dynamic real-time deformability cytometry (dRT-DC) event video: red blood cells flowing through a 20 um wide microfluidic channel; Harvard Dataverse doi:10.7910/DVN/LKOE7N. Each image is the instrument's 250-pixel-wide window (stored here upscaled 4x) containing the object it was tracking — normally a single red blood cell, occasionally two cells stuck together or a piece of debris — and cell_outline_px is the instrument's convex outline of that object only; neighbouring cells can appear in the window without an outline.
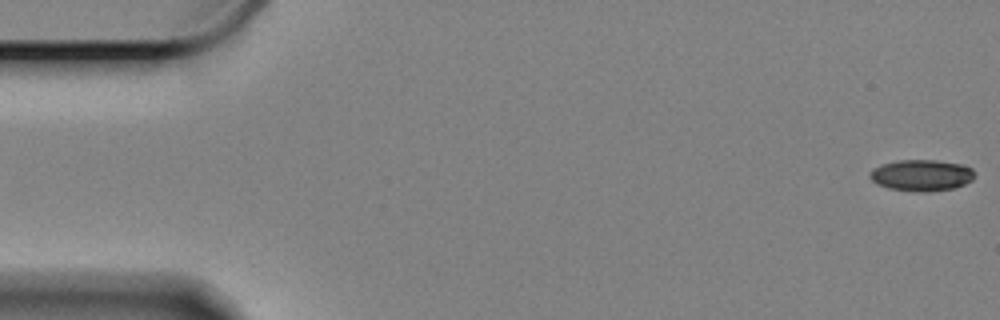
{"species": "Egyptian fruit bat (a non-hibernating species)", "species_latin": "Rousettus aegyptiacus", "temperature_condition": "cold", "stored_images_in_passage": 54, "camera_frame_rate_fps": 3000, "um_per_image_px": 0.085, "animal": {"sex": "female"}, "frame": {"image": 1, "passage_image": 1, "time_ms": 0.0, "image_size_px": [1000, 320], "cell_outline_px": [[976, 176], [972, 180], [964, 184], [952, 188], [928, 192], [920, 192], [888, 188], [876, 184], [868, 176], [880, 164], [900, 160], [936, 160], [964, 164], [972, 168]], "centroid_in_image_um": [78.36, 14.89], "position_along_channel_um": 6.6, "area_um2": 19.19}}
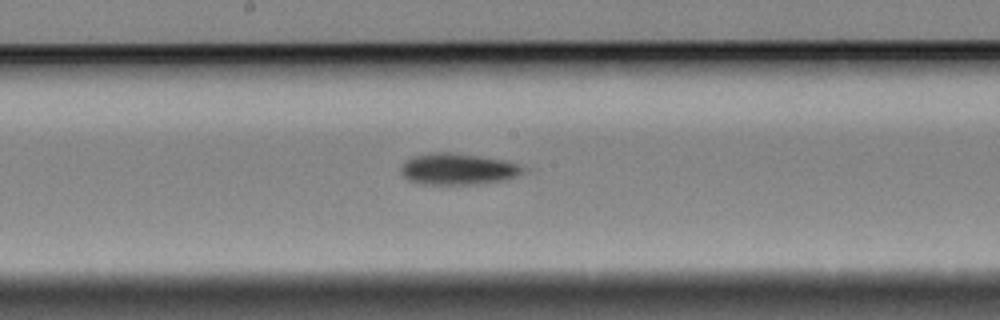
{"frame": {"image": 2, "passage_image": 31, "time_ms": 10.0, "image_size_px": [1000, 320], "cell_outline_px": [[528, 168], [516, 176], [504, 180], [472, 184], [420, 184], [408, 180], [400, 172], [400, 168], [404, 160], [412, 156], [432, 152], [452, 152], [480, 156], [504, 160]], "centroid_in_image_um": [38.86, 14.36], "position_along_channel_um": 209.3, "area_um2": 22.43}}
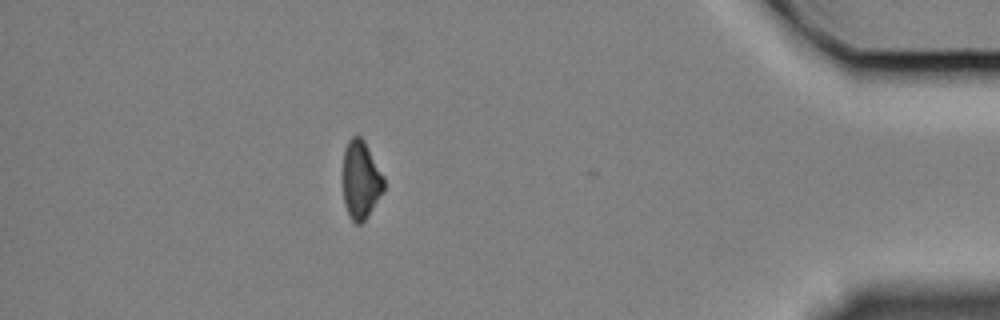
{"frame": {"image": 3, "passage_image": 53, "time_ms": 17.333, "image_size_px": [1000, 320], "cell_outline_px": [[384, 192], [368, 216], [360, 224], [356, 224], [352, 220], [348, 212], [344, 200], [340, 180], [344, 148], [348, 140], [352, 136], [360, 136], [364, 140], [384, 176]], "centroid_in_image_um": [30.63, 15.27], "position_along_channel_um": 404.6, "area_um2": 19.31}, "authors_computed_cell_mechanics": {"area_um2": 21.1548, "velocity_mm_per_s": 3.3196, "shape_relaxation_time_tau1_ms": 1.8325, "shape_relaxation_time_tau2_ms": null, "deformation_change_tau1": 0.1102, "deformation_change_tau2": null}}